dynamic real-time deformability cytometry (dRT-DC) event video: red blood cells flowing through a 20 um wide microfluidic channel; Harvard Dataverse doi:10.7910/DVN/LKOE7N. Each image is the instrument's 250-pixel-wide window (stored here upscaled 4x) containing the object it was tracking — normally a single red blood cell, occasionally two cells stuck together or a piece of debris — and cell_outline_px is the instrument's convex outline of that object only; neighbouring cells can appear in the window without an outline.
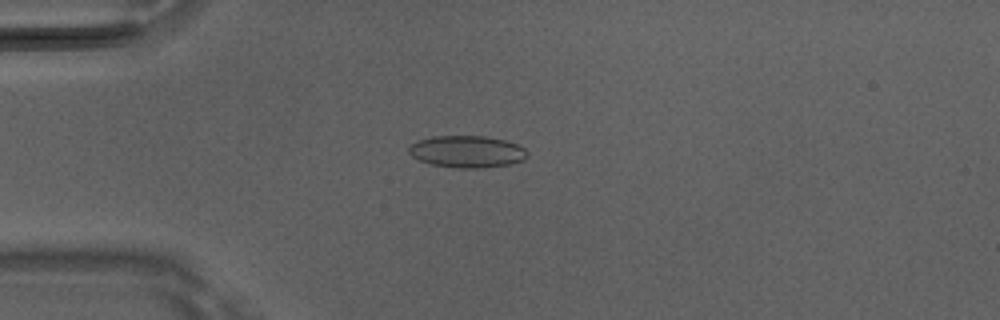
{"species": "Egyptian fruit bat (a non-hibernating species)", "species_latin": "Rousettus aegyptiacus", "temperature_condition": "room temperature", "stored_images_in_passage": 39, "camera_frame_rate_fps": 3000, "um_per_image_px": 0.085, "animal": {"sex": "male"}, "frame": {"image": 1, "passage_image": 5, "time_ms": 1.333, "image_size_px": [1000, 320], "cell_outline_px": [[528, 156], [524, 160], [512, 164], [480, 168], [456, 168], [432, 164], [420, 160], [412, 156], [408, 152], [408, 148], [412, 144], [420, 140], [432, 136], [484, 136], [504, 140], [516, 144], [524, 148], [528, 152]], "centroid_in_image_um": [39.72, 12.89], "position_along_channel_um": 45.3, "area_um2": 22.02}}
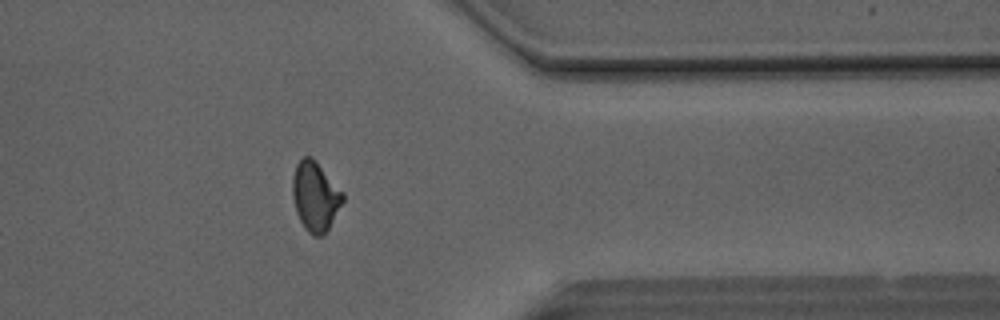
{"frame": {"image": 2, "passage_image": 32, "time_ms": 10.333, "image_size_px": [1000, 320], "cell_outline_px": [[344, 200], [328, 228], [320, 236], [312, 236], [304, 228], [296, 212], [292, 196], [292, 180], [296, 164], [304, 156], [312, 156], [316, 160], [344, 192]], "centroid_in_image_um": [26.79, 16.66], "position_along_channel_um": 384.6, "area_um2": 20.4}}
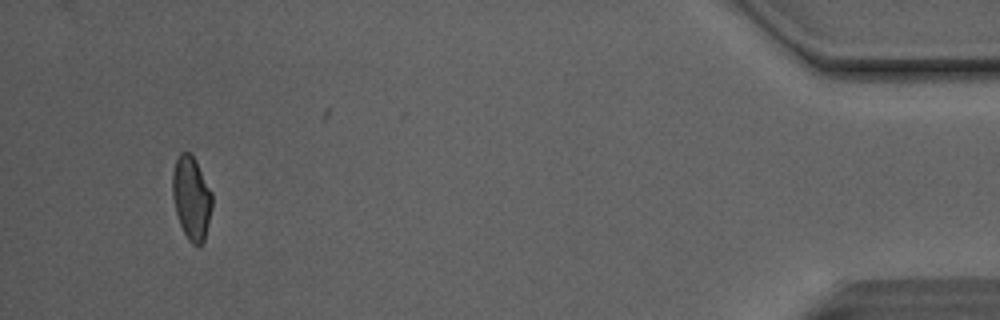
{"frame": {"image": 3, "passage_image": 39, "time_ms": 12.667, "image_size_px": [1000, 320], "cell_outline_px": [[212, 208], [204, 240], [200, 244], [192, 244], [188, 240], [180, 224], [176, 212], [172, 196], [172, 172], [176, 160], [180, 152], [188, 152], [196, 160], [212, 192]], "centroid_in_image_um": [16.27, 16.8], "position_along_channel_um": 418.9, "area_um2": 19.19}, "authors_computed_cell_mechanics": {"area_um2": 20.0566, "velocity_mm_per_s": 4.1334, "shape_relaxation_time_tau1_ms": 7.9132, "shape_relaxation_time_tau2_ms": 1.6742, "deformation_change_tau1": 0.172, "deformation_change_tau2": 0.0803}}